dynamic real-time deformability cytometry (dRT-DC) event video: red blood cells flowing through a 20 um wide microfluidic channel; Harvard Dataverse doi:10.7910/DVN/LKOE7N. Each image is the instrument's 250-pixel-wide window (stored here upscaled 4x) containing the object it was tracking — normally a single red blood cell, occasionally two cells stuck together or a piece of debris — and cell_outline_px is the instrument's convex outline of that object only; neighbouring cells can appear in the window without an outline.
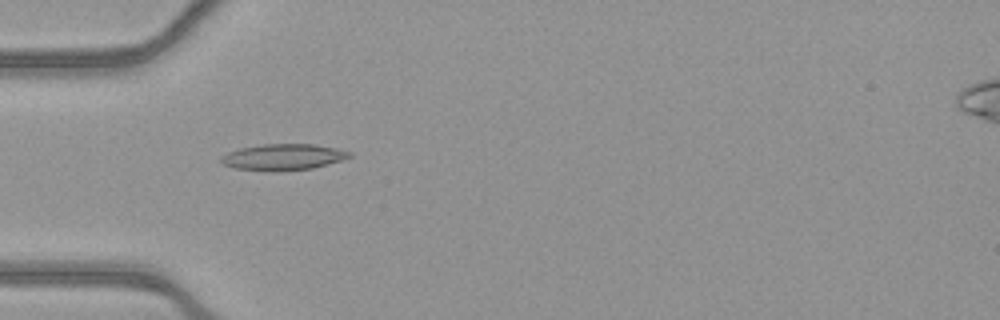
{"species": "common noctule bat (a hibernating species)", "species_latin": "Nyctalus noctula", "temperature_condition": "warm", "stored_images_in_passage": 53, "camera_frame_rate_fps": 3000, "um_per_image_px": 0.085, "animal": {"sex": "female", "body_mass_g": 21.9}, "frame": {"image": 1, "passage_image": 17, "time_ms": 5.333, "image_size_px": [1000, 320], "cell_outline_px": [[352, 156], [340, 160], [312, 168], [276, 172], [236, 168], [224, 164], [220, 160], [220, 156], [228, 152], [240, 148], [264, 144], [316, 144], [336, 148], [352, 152]], "centroid_in_image_um": [24.06, 13.34], "position_along_channel_um": 60.9, "area_um2": 19.54}}
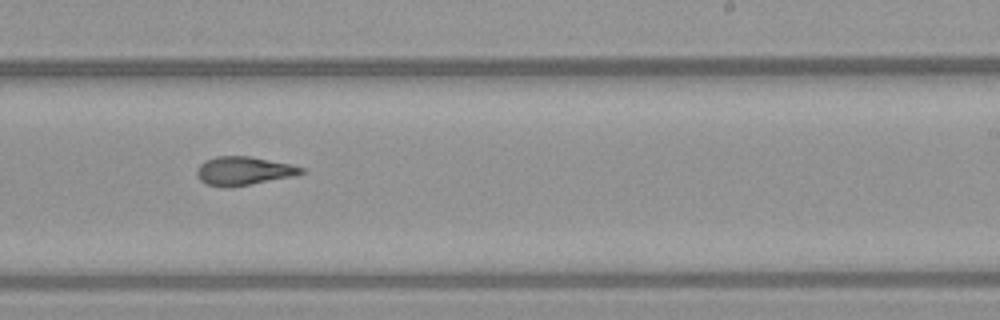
{"frame": {"image": 2, "passage_image": 33, "time_ms": 10.667, "image_size_px": [1000, 320], "cell_outline_px": [[304, 172], [292, 176], [248, 184], [220, 188], [208, 184], [200, 180], [196, 176], [196, 168], [204, 160], [216, 156], [248, 156], [292, 164], [304, 168]], "centroid_in_image_um": [20.65, 14.51], "position_along_channel_um": 268.4, "area_um2": 17.22}}
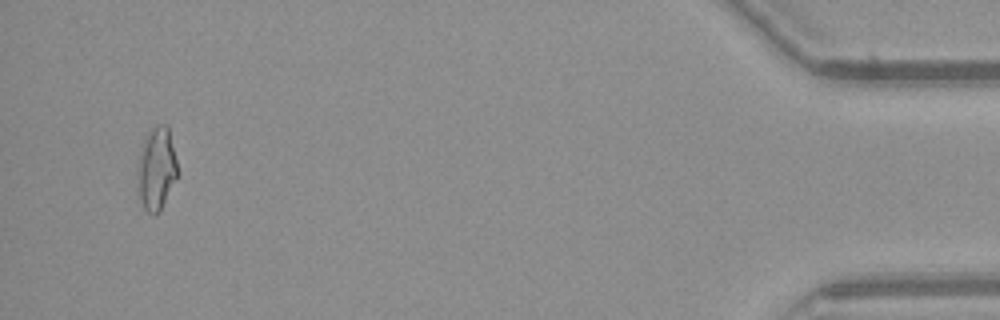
{"frame": {"image": 3, "passage_image": 51, "time_ms": 16.667, "image_size_px": [1000, 320], "cell_outline_px": [[180, 176], [160, 212], [156, 216], [152, 216], [144, 208], [140, 200], [136, 176], [136, 168], [144, 136], [156, 124], [168, 124]], "centroid_in_image_um": [13.32, 14.37], "position_along_channel_um": 421.9, "area_um2": 20.23}, "authors_computed_cell_mechanics": {"area_um2": 17.8602, "velocity_mm_per_s": 3.9198, "shape_relaxation_time_tau1_ms": null, "shape_relaxation_time_tau2_ms": 1.9835, "deformation_change_tau1": null, "deformation_change_tau2": 0.0986}}